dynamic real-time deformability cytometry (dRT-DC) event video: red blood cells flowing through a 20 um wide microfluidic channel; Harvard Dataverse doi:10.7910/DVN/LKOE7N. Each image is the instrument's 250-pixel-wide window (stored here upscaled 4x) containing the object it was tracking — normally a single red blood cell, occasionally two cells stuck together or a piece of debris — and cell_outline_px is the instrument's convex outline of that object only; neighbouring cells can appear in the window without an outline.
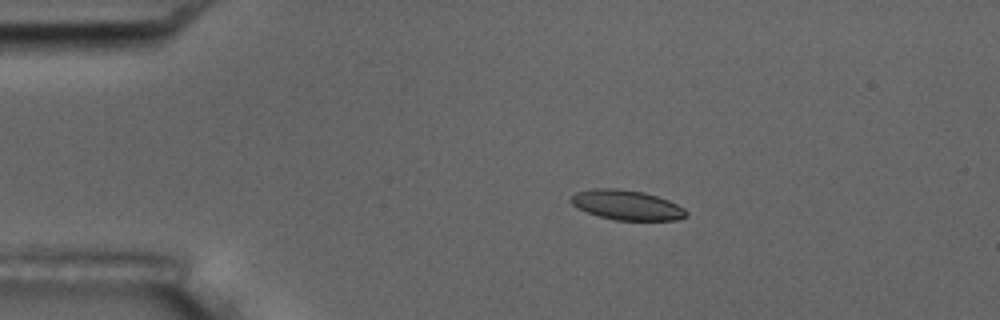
{"species": "common noctule bat (a hibernating species)", "species_latin": "Nyctalus noctula", "temperature_condition": "room temperature", "stored_images_in_passage": 8, "camera_frame_rate_fps": 3000, "um_per_image_px": 0.085, "animal": {"sex": "male", "body_mass_g": 17.5, "forearm_length_mm": 52.3}, "frame": {"image": 1, "passage_image": 4, "time_ms": 3.667, "image_size_px": [1000, 320], "cell_outline_px": [[688, 216], [676, 220], [616, 220], [600, 216], [588, 212], [572, 204], [568, 200], [576, 192], [596, 188], [616, 188], [644, 192], [668, 200], [684, 208], [688, 212]], "centroid_in_image_um": [53.29, 17.42], "position_along_channel_um": 31.7, "area_um2": 19.88}}
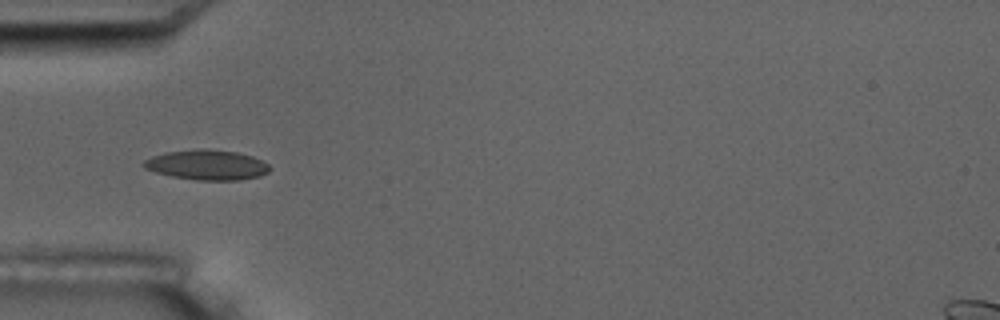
{"frame": {"image": 2, "passage_image": 6, "time_ms": 6.0, "image_size_px": [1000, 320], "cell_outline_px": [[268, 172], [260, 176], [240, 180], [196, 180], [172, 176], [156, 172], [144, 168], [140, 164], [144, 160], [152, 156], [164, 152], [196, 148], [204, 148], [236, 152], [252, 156], [268, 164]], "centroid_in_image_um": [17.54, 14.0], "position_along_channel_um": 67.5, "area_um2": 22.14}}